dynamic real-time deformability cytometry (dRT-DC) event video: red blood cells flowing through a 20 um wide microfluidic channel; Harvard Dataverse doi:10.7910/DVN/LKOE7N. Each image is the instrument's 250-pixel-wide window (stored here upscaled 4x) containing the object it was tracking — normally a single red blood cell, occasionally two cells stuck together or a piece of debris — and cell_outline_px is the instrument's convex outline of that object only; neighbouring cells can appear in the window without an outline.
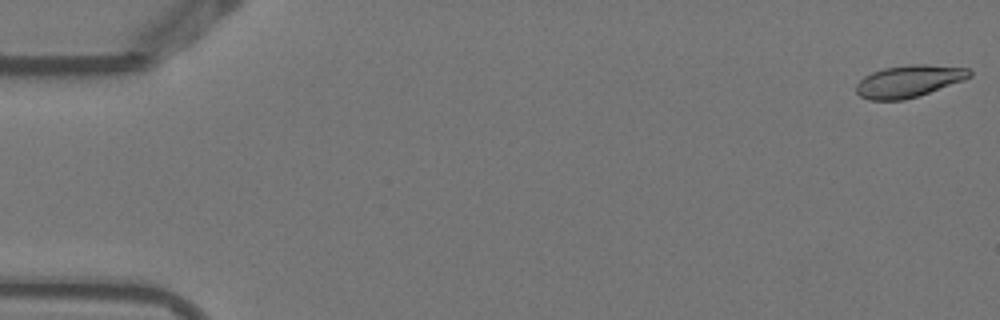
{"species": "Egyptian fruit bat (a non-hibernating species)", "species_latin": "Rousettus aegyptiacus", "temperature_condition": "warm", "stored_images_in_passage": 5, "segment_of_instrument_passage": [2, 2], "camera_frame_rate_fps": 3000, "um_per_image_px": 0.085, "animal": {"sex": "female"}, "frame": {"image": 1, "passage_image": 5, "time_ms": 1.333, "image_size_px": [1000, 320], "cell_outline_px": [[972, 76], [964, 80], [904, 100], [868, 100], [860, 96], [856, 92], [856, 84], [864, 76], [872, 72], [884, 68], [908, 64], [924, 64], [968, 68], [972, 72]], "centroid_in_image_um": [77.23, 6.89], "position_along_channel_um": 7.8, "area_um2": 21.1}}